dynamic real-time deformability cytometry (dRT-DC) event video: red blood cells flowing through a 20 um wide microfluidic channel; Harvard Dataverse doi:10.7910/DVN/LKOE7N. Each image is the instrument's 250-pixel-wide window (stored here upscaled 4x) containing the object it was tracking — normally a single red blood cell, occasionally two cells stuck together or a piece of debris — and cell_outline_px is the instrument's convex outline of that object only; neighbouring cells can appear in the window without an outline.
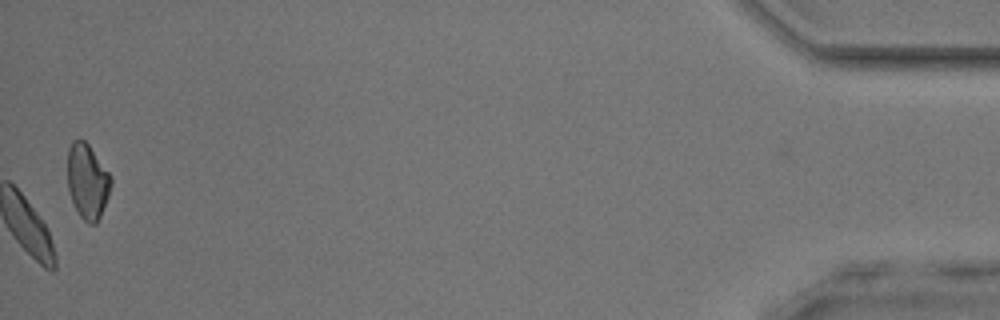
{"species": "common noctule bat (a hibernating species)", "species_latin": "Nyctalus noctula", "temperature_condition": "room temperature", "stored_images_in_passage": 49, "camera_frame_rate_fps": 3000, "um_per_image_px": 0.085, "animal": {"sex": "male", "body_mass_g": 17.9, "forearm_length_mm": 54.2}, "frame": {"image": 1, "passage_image": 49, "time_ms": 16.0, "image_size_px": [1000, 320], "cell_outline_px": [[112, 184], [108, 196], [100, 216], [96, 224], [88, 224], [80, 216], [72, 200], [68, 188], [68, 148], [72, 140], [84, 140], [88, 144], [112, 176]], "centroid_in_image_um": [7.44, 15.4], "position_along_channel_um": 427.8, "area_um2": 18.9}, "authors_computed_cell_mechanics": {"area_um2": 19.7098, "velocity_mm_per_s": 4.0897, "shape_relaxation_time_tau1_ms": 1.8011, "shape_relaxation_time_tau2_ms": 2.8457, "deformation_change_tau1": 0.0942, "deformation_change_tau2": 0.0878}}